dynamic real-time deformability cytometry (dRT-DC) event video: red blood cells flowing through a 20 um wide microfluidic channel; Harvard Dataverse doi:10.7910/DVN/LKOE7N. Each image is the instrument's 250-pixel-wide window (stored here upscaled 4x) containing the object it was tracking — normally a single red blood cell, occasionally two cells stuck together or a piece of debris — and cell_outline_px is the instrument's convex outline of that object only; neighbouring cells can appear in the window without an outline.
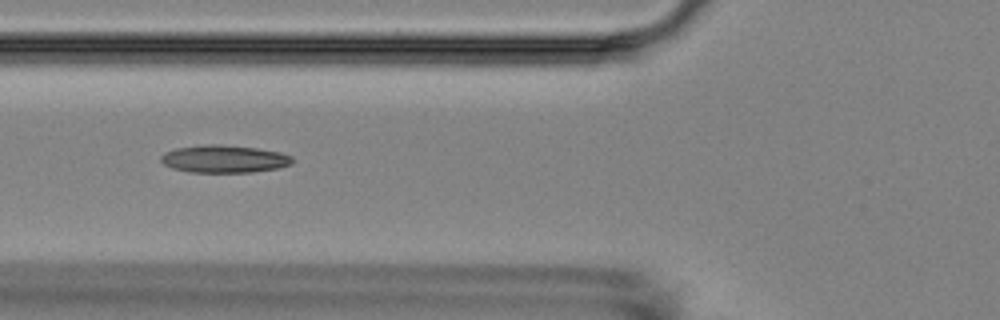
{"species": "Egyptian fruit bat (a non-hibernating species)", "species_latin": "Rousettus aegyptiacus", "temperature_condition": "room temperature", "stored_images_in_passage": 7, "camera_frame_rate_fps": 3000, "um_per_image_px": 0.085, "animal": {"sex": "female"}, "frame": {"image": 1, "passage_image": 4, "time_ms": 3.333, "image_size_px": [1000, 320], "cell_outline_px": [[292, 164], [280, 168], [252, 172], [188, 172], [172, 168], [164, 164], [160, 160], [160, 156], [176, 148], [204, 144], [220, 144], [256, 148], [280, 152], [292, 156]], "centroid_in_image_um": [19.07, 13.51], "position_along_channel_um": 106.7, "area_um2": 21.15}}
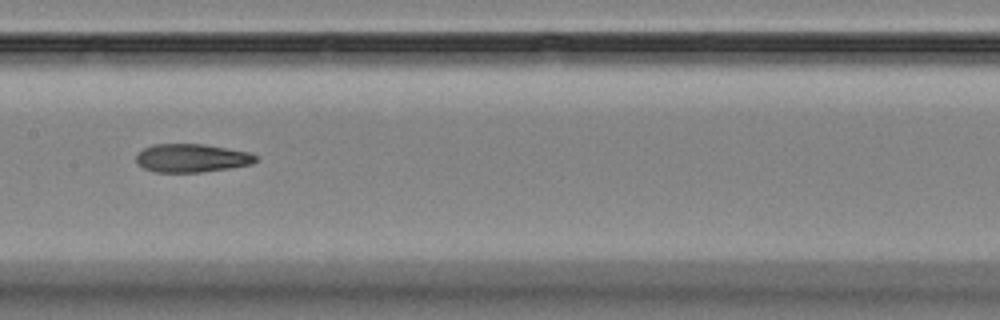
{"frame": {"image": 2, "passage_image": 6, "time_ms": 5.667, "image_size_px": [1000, 320], "cell_outline_px": [[260, 160], [252, 164], [228, 168], [200, 172], [152, 172], [144, 168], [136, 160], [136, 152], [152, 144], [204, 144], [248, 152], [256, 156]], "centroid_in_image_um": [16.28, 13.43], "position_along_channel_um": 191.1, "area_um2": 19.77}}
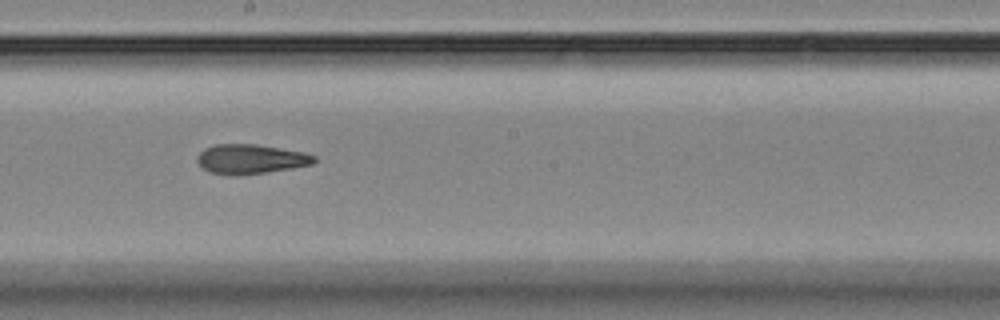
{"frame": {"image": 3, "passage_image": 7, "time_ms": 6.667, "image_size_px": [1000, 320], "cell_outline_px": [[316, 160], [312, 164], [292, 168], [264, 172], [208, 172], [196, 160], [196, 156], [204, 148], [216, 144], [256, 144], [304, 152], [316, 156]], "centroid_in_image_um": [21.34, 13.46], "position_along_channel_um": 226.9, "area_um2": 19.31}}